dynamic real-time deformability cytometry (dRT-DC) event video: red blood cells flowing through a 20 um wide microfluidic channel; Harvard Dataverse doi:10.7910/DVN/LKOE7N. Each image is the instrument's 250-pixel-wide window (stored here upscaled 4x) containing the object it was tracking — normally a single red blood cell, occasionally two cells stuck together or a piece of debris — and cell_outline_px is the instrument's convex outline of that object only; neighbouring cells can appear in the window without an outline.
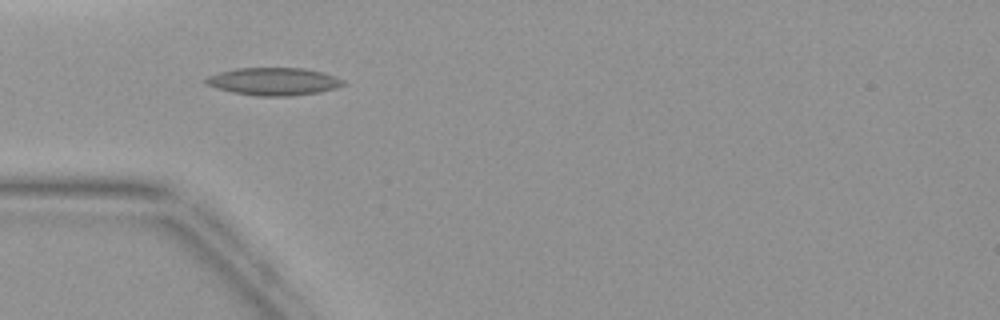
{"species": "common noctule bat (a hibernating species)", "species_latin": "Nyctalus noctula", "temperature_condition": "warm", "stored_images_in_passage": 4, "camera_frame_rate_fps": 3000, "um_per_image_px": 0.085, "animal": {"sex": "female", "body_mass_g": 19.9}, "frame": {"image": 1, "passage_image": 4, "time_ms": 3.333, "image_size_px": [1000, 320], "cell_outline_px": [[344, 84], [336, 88], [320, 92], [288, 96], [256, 96], [232, 92], [216, 88], [204, 84], [204, 80], [208, 76], [220, 72], [236, 68], [304, 68], [324, 72], [336, 76], [344, 80]], "centroid_in_image_um": [23.26, 6.92], "position_along_channel_um": 61.7, "area_um2": 22.25}}